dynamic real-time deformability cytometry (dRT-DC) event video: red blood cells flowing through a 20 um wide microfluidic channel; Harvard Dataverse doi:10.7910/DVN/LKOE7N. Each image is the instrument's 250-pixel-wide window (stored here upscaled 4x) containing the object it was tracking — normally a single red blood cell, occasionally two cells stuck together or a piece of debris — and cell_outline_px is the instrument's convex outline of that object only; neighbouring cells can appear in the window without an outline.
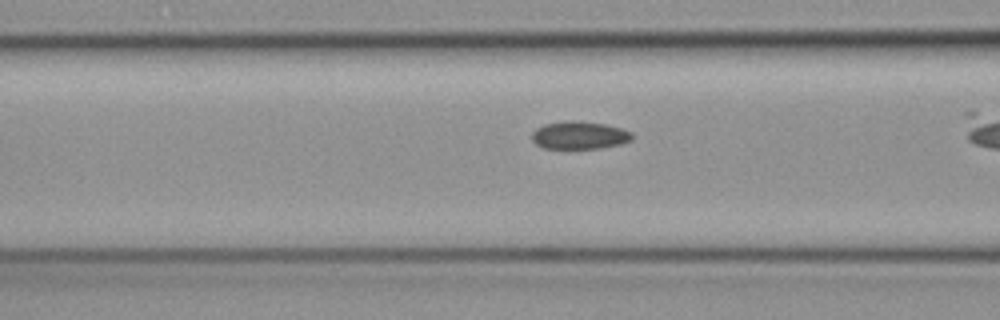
{"species": "common noctule bat (a hibernating species)", "species_latin": "Nyctalus noctula", "temperature_condition": "cold", "stored_images_in_passage": 12, "camera_frame_rate_fps": 3000, "um_per_image_px": 0.085, "animal": {"sex": "female", "body_mass_g": 19.3, "forearm_length_mm": 54.1}, "frame": {"image": 1, "passage_image": 7, "time_ms": 2.0, "image_size_px": [1000, 320], "cell_outline_px": [[632, 140], [620, 144], [600, 148], [544, 148], [536, 144], [532, 140], [532, 132], [536, 128], [544, 124], [564, 120], [572, 120], [604, 124], [620, 128], [632, 132]], "centroid_in_image_um": [49.23, 11.49], "position_along_channel_um": 117.4, "area_um2": 16.18}}